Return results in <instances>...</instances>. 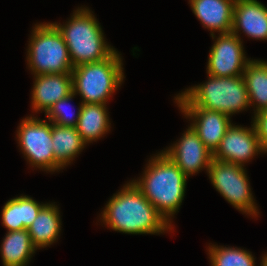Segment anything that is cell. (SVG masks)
<instances>
[{
	"mask_svg": "<svg viewBox=\"0 0 267 266\" xmlns=\"http://www.w3.org/2000/svg\"><path fill=\"white\" fill-rule=\"evenodd\" d=\"M257 40H267V7L257 0H236L232 33L239 32Z\"/></svg>",
	"mask_w": 267,
	"mask_h": 266,
	"instance_id": "obj_15",
	"label": "cell"
},
{
	"mask_svg": "<svg viewBox=\"0 0 267 266\" xmlns=\"http://www.w3.org/2000/svg\"><path fill=\"white\" fill-rule=\"evenodd\" d=\"M178 107H201L231 116L250 107L249 94L243 75L215 77L195 85L174 97Z\"/></svg>",
	"mask_w": 267,
	"mask_h": 266,
	"instance_id": "obj_3",
	"label": "cell"
},
{
	"mask_svg": "<svg viewBox=\"0 0 267 266\" xmlns=\"http://www.w3.org/2000/svg\"><path fill=\"white\" fill-rule=\"evenodd\" d=\"M263 153L253 124L251 128L231 124L225 132L213 158L245 166L258 153Z\"/></svg>",
	"mask_w": 267,
	"mask_h": 266,
	"instance_id": "obj_10",
	"label": "cell"
},
{
	"mask_svg": "<svg viewBox=\"0 0 267 266\" xmlns=\"http://www.w3.org/2000/svg\"><path fill=\"white\" fill-rule=\"evenodd\" d=\"M45 205L27 195L12 198L3 206L2 224L7 231L28 229Z\"/></svg>",
	"mask_w": 267,
	"mask_h": 266,
	"instance_id": "obj_16",
	"label": "cell"
},
{
	"mask_svg": "<svg viewBox=\"0 0 267 266\" xmlns=\"http://www.w3.org/2000/svg\"><path fill=\"white\" fill-rule=\"evenodd\" d=\"M252 124L263 153H267V107L261 112L254 113Z\"/></svg>",
	"mask_w": 267,
	"mask_h": 266,
	"instance_id": "obj_24",
	"label": "cell"
},
{
	"mask_svg": "<svg viewBox=\"0 0 267 266\" xmlns=\"http://www.w3.org/2000/svg\"><path fill=\"white\" fill-rule=\"evenodd\" d=\"M236 0H189L190 7L203 27L214 32L230 33L233 26L234 5Z\"/></svg>",
	"mask_w": 267,
	"mask_h": 266,
	"instance_id": "obj_14",
	"label": "cell"
},
{
	"mask_svg": "<svg viewBox=\"0 0 267 266\" xmlns=\"http://www.w3.org/2000/svg\"><path fill=\"white\" fill-rule=\"evenodd\" d=\"M249 61L239 37L232 32L219 34L210 49L207 74L215 77L241 76Z\"/></svg>",
	"mask_w": 267,
	"mask_h": 266,
	"instance_id": "obj_9",
	"label": "cell"
},
{
	"mask_svg": "<svg viewBox=\"0 0 267 266\" xmlns=\"http://www.w3.org/2000/svg\"><path fill=\"white\" fill-rule=\"evenodd\" d=\"M260 266H267V263L265 262V256H262Z\"/></svg>",
	"mask_w": 267,
	"mask_h": 266,
	"instance_id": "obj_25",
	"label": "cell"
},
{
	"mask_svg": "<svg viewBox=\"0 0 267 266\" xmlns=\"http://www.w3.org/2000/svg\"><path fill=\"white\" fill-rule=\"evenodd\" d=\"M243 77L249 94L250 106L256 107L254 113L263 111L267 107V62L250 60L243 72Z\"/></svg>",
	"mask_w": 267,
	"mask_h": 266,
	"instance_id": "obj_21",
	"label": "cell"
},
{
	"mask_svg": "<svg viewBox=\"0 0 267 266\" xmlns=\"http://www.w3.org/2000/svg\"><path fill=\"white\" fill-rule=\"evenodd\" d=\"M264 256H265V262L267 263V253Z\"/></svg>",
	"mask_w": 267,
	"mask_h": 266,
	"instance_id": "obj_26",
	"label": "cell"
},
{
	"mask_svg": "<svg viewBox=\"0 0 267 266\" xmlns=\"http://www.w3.org/2000/svg\"><path fill=\"white\" fill-rule=\"evenodd\" d=\"M142 178L132 180L140 192L171 225L185 196L187 176L163 150L149 160Z\"/></svg>",
	"mask_w": 267,
	"mask_h": 266,
	"instance_id": "obj_2",
	"label": "cell"
},
{
	"mask_svg": "<svg viewBox=\"0 0 267 266\" xmlns=\"http://www.w3.org/2000/svg\"><path fill=\"white\" fill-rule=\"evenodd\" d=\"M31 104L32 109L47 111L59 100L73 92L71 73L35 75Z\"/></svg>",
	"mask_w": 267,
	"mask_h": 266,
	"instance_id": "obj_13",
	"label": "cell"
},
{
	"mask_svg": "<svg viewBox=\"0 0 267 266\" xmlns=\"http://www.w3.org/2000/svg\"><path fill=\"white\" fill-rule=\"evenodd\" d=\"M0 252L3 266H27L37 250L27 229L7 231Z\"/></svg>",
	"mask_w": 267,
	"mask_h": 266,
	"instance_id": "obj_19",
	"label": "cell"
},
{
	"mask_svg": "<svg viewBox=\"0 0 267 266\" xmlns=\"http://www.w3.org/2000/svg\"><path fill=\"white\" fill-rule=\"evenodd\" d=\"M101 214L108 228L127 234L155 235L173 227L132 181L110 198Z\"/></svg>",
	"mask_w": 267,
	"mask_h": 266,
	"instance_id": "obj_1",
	"label": "cell"
},
{
	"mask_svg": "<svg viewBox=\"0 0 267 266\" xmlns=\"http://www.w3.org/2000/svg\"><path fill=\"white\" fill-rule=\"evenodd\" d=\"M28 67L35 75L71 73L69 51L53 23L35 24L27 49Z\"/></svg>",
	"mask_w": 267,
	"mask_h": 266,
	"instance_id": "obj_6",
	"label": "cell"
},
{
	"mask_svg": "<svg viewBox=\"0 0 267 266\" xmlns=\"http://www.w3.org/2000/svg\"><path fill=\"white\" fill-rule=\"evenodd\" d=\"M92 13L88 7H78L65 24L53 23L63 35L73 67L103 61L116 51L105 41Z\"/></svg>",
	"mask_w": 267,
	"mask_h": 266,
	"instance_id": "obj_4",
	"label": "cell"
},
{
	"mask_svg": "<svg viewBox=\"0 0 267 266\" xmlns=\"http://www.w3.org/2000/svg\"><path fill=\"white\" fill-rule=\"evenodd\" d=\"M181 137L163 152L187 177L203 169L208 171L213 153L203 144L196 131L190 126Z\"/></svg>",
	"mask_w": 267,
	"mask_h": 266,
	"instance_id": "obj_11",
	"label": "cell"
},
{
	"mask_svg": "<svg viewBox=\"0 0 267 266\" xmlns=\"http://www.w3.org/2000/svg\"><path fill=\"white\" fill-rule=\"evenodd\" d=\"M207 173L214 188L228 203L246 215L258 217L257 204L244 166L213 158Z\"/></svg>",
	"mask_w": 267,
	"mask_h": 266,
	"instance_id": "obj_7",
	"label": "cell"
},
{
	"mask_svg": "<svg viewBox=\"0 0 267 266\" xmlns=\"http://www.w3.org/2000/svg\"><path fill=\"white\" fill-rule=\"evenodd\" d=\"M57 205L46 203L38 216L28 227L32 245L36 249L45 248L58 239L61 231L60 212Z\"/></svg>",
	"mask_w": 267,
	"mask_h": 266,
	"instance_id": "obj_17",
	"label": "cell"
},
{
	"mask_svg": "<svg viewBox=\"0 0 267 266\" xmlns=\"http://www.w3.org/2000/svg\"><path fill=\"white\" fill-rule=\"evenodd\" d=\"M106 106L95 103L82 104L76 129L86 144L97 141L110 131L111 123Z\"/></svg>",
	"mask_w": 267,
	"mask_h": 266,
	"instance_id": "obj_18",
	"label": "cell"
},
{
	"mask_svg": "<svg viewBox=\"0 0 267 266\" xmlns=\"http://www.w3.org/2000/svg\"><path fill=\"white\" fill-rule=\"evenodd\" d=\"M74 96H76V94L72 92L65 98H62L61 100L56 102L45 114V116H47L48 118V121L58 126L76 127L80 117L82 103L79 104L80 106L76 114L72 112V115L70 116L66 111V105L70 106L69 101L75 98Z\"/></svg>",
	"mask_w": 267,
	"mask_h": 266,
	"instance_id": "obj_23",
	"label": "cell"
},
{
	"mask_svg": "<svg viewBox=\"0 0 267 266\" xmlns=\"http://www.w3.org/2000/svg\"><path fill=\"white\" fill-rule=\"evenodd\" d=\"M207 251L211 266H255L251 252L241 248L210 245Z\"/></svg>",
	"mask_w": 267,
	"mask_h": 266,
	"instance_id": "obj_22",
	"label": "cell"
},
{
	"mask_svg": "<svg viewBox=\"0 0 267 266\" xmlns=\"http://www.w3.org/2000/svg\"><path fill=\"white\" fill-rule=\"evenodd\" d=\"M186 118L191 119V127L196 131L203 144L214 153L226 130L232 124L227 114L201 107H179Z\"/></svg>",
	"mask_w": 267,
	"mask_h": 266,
	"instance_id": "obj_12",
	"label": "cell"
},
{
	"mask_svg": "<svg viewBox=\"0 0 267 266\" xmlns=\"http://www.w3.org/2000/svg\"><path fill=\"white\" fill-rule=\"evenodd\" d=\"M122 66L118 51L103 61L75 66L71 72L74 94H80L82 104L106 105L123 83L125 77Z\"/></svg>",
	"mask_w": 267,
	"mask_h": 266,
	"instance_id": "obj_5",
	"label": "cell"
},
{
	"mask_svg": "<svg viewBox=\"0 0 267 266\" xmlns=\"http://www.w3.org/2000/svg\"><path fill=\"white\" fill-rule=\"evenodd\" d=\"M17 140L22 153L32 167L49 172L63 169L53 154L51 123L29 116L24 118L17 131Z\"/></svg>",
	"mask_w": 267,
	"mask_h": 266,
	"instance_id": "obj_8",
	"label": "cell"
},
{
	"mask_svg": "<svg viewBox=\"0 0 267 266\" xmlns=\"http://www.w3.org/2000/svg\"><path fill=\"white\" fill-rule=\"evenodd\" d=\"M51 137L55 161L64 168L85 148L76 127H63L51 123Z\"/></svg>",
	"mask_w": 267,
	"mask_h": 266,
	"instance_id": "obj_20",
	"label": "cell"
}]
</instances>
